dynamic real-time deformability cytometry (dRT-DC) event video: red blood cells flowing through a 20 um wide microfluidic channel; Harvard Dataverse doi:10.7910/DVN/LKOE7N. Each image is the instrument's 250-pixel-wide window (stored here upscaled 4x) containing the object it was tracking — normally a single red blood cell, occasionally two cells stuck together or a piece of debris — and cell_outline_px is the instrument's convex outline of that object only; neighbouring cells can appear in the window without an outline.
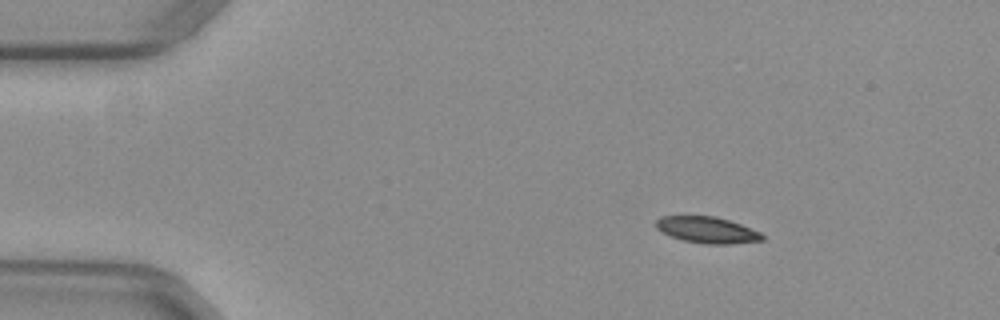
{"species": "common noctule bat (a hibernating species)", "species_latin": "Nyctalus noctula", "temperature_condition": "warm", "stored_images_in_passage": 10, "camera_frame_rate_fps": 3000, "um_per_image_px": 0.085, "animal": {"sex": "female", "body_mass_g": 29.2, "forearm_length_mm": 56.3}, "frame": {"image": 1, "passage_image": 6, "time_ms": 1.667, "image_size_px": [1000, 320], "cell_outline_px": [[764, 240], [728, 244], [704, 244], [684, 240], [672, 236], [656, 228], [656, 220], [660, 216], [716, 216], [740, 224], [760, 232], [764, 236]], "centroid_in_image_um": [60.11, 19.54], "position_along_channel_um": 24.9, "area_um2": 16.13}}